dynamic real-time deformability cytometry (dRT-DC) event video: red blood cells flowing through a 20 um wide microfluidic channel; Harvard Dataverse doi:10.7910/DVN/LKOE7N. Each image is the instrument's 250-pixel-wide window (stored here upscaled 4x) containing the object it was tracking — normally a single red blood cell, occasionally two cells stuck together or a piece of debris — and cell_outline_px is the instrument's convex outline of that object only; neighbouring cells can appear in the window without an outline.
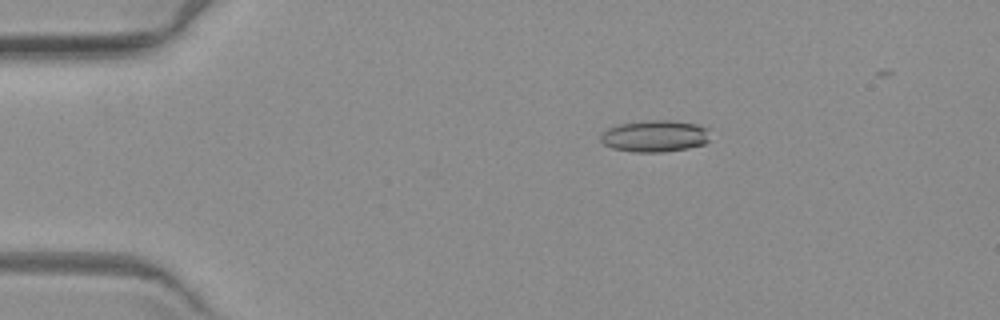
{"species": "common noctule bat (a hibernating species)", "species_latin": "Nyctalus noctula", "temperature_condition": "warm", "stored_images_in_passage": 4, "camera_frame_rate_fps": 3000, "um_per_image_px": 0.085, "animal": {"sex": "female", "body_mass_g": 19.3, "forearm_length_mm": 54.1}, "frame": {"image": 1, "passage_image": 2, "time_ms": 1.333, "image_size_px": [1000, 320], "cell_outline_px": [[708, 140], [704, 144], [688, 148], [664, 152], [636, 152], [612, 148], [604, 144], [600, 140], [600, 136], [608, 128], [620, 124], [652, 120], [668, 120], [696, 124], [708, 128]], "centroid_in_image_um": [55.66, 11.57], "position_along_channel_um": 29.3, "area_um2": 20.06}}